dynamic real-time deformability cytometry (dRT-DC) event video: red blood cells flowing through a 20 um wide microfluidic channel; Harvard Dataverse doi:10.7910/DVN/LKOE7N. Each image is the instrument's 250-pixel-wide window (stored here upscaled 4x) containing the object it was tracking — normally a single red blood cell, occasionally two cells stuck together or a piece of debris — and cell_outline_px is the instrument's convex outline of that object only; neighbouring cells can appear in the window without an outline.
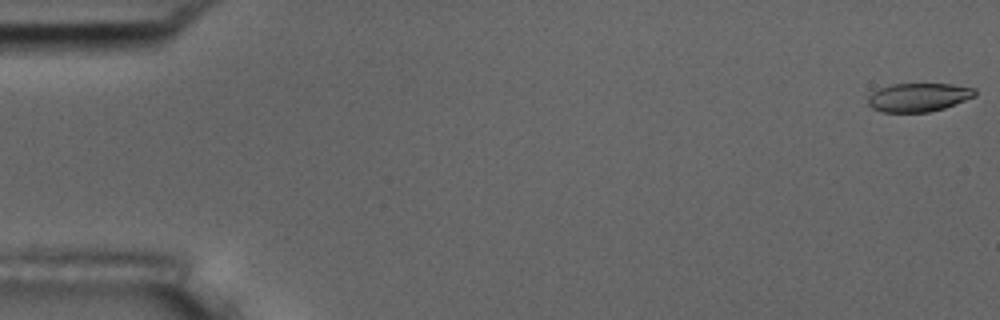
{"species": "common noctule bat (a hibernating species)", "species_latin": "Nyctalus noctula", "temperature_condition": "room temperature", "stored_images_in_passage": 11, "camera_frame_rate_fps": 3000, "um_per_image_px": 0.085, "animal": {"sex": "male", "body_mass_g": 17.5, "forearm_length_mm": 52.3}, "frame": {"image": 1, "passage_image": 1, "time_ms": 0.0, "image_size_px": [1000, 320], "cell_outline_px": [[976, 96], [944, 108], [928, 112], [880, 112], [872, 108], [868, 104], [868, 96], [872, 92], [880, 88], [892, 84], [952, 84], [976, 88]], "centroid_in_image_um": [78.07, 8.27], "position_along_channel_um": 6.9, "area_um2": 17.86}}